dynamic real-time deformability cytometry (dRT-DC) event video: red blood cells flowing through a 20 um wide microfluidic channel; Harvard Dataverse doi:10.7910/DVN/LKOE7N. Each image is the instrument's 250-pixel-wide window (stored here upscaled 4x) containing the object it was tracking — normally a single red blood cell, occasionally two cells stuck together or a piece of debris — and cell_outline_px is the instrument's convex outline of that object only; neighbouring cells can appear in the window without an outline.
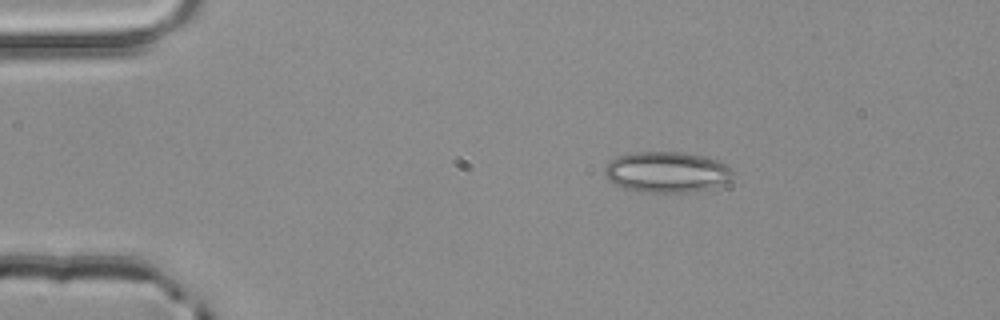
{"species": "common noctule bat (a hibernating species)", "species_latin": "Nyctalus noctula", "temperature_condition": "room temperature", "stored_images_in_passage": 3, "camera_frame_rate_fps": 3000, "um_per_image_px": 0.085, "animal": {"sex": "male", "body_mass_g": 20.4}, "frame": {"image": 1, "passage_image": 1, "time_ms": 0.0, "image_size_px": [1000, 320], "cell_outline_px": [[732, 176], [728, 180], [712, 188], [692, 192], [640, 192], [624, 188], [612, 184], [608, 180], [604, 172], [604, 168], [612, 160], [620, 156], [636, 152], [684, 152], [704, 156], [728, 164], [732, 172]], "centroid_in_image_um": [56.67, 14.63], "position_along_channel_um": 28.3, "area_um2": 30.46}}